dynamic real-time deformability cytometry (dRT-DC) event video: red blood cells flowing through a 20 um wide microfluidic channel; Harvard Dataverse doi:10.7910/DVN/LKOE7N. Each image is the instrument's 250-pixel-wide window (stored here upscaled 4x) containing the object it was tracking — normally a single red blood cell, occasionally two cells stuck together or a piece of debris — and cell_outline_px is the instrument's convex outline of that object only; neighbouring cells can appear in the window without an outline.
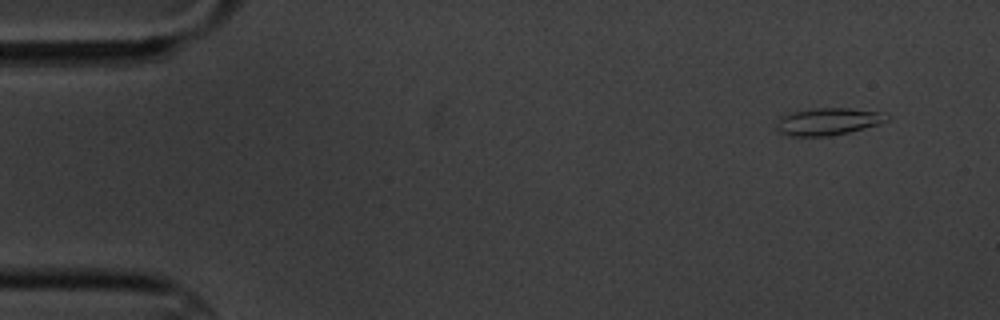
{"species": "common noctule bat (a hibernating species)", "species_latin": "Nyctalus noctula", "temperature_condition": "cold", "stored_images_in_passage": 4, "camera_frame_rate_fps": 3000, "um_per_image_px": 0.085, "animal": {"sex": "male", "body_mass_g": 20.1, "forearm_length_mm": 53.5}, "frame": {"image": 1, "passage_image": 1, "time_ms": 0.0, "image_size_px": [1000, 320], "cell_outline_px": [[892, 116], [888, 120], [880, 124], [848, 132], [828, 136], [792, 136], [776, 132], [776, 120], [780, 116], [788, 112], [812, 108], [848, 108], [884, 112]], "centroid_in_image_um": [70.36, 10.32], "position_along_channel_um": 14.6, "area_um2": 17.92}}